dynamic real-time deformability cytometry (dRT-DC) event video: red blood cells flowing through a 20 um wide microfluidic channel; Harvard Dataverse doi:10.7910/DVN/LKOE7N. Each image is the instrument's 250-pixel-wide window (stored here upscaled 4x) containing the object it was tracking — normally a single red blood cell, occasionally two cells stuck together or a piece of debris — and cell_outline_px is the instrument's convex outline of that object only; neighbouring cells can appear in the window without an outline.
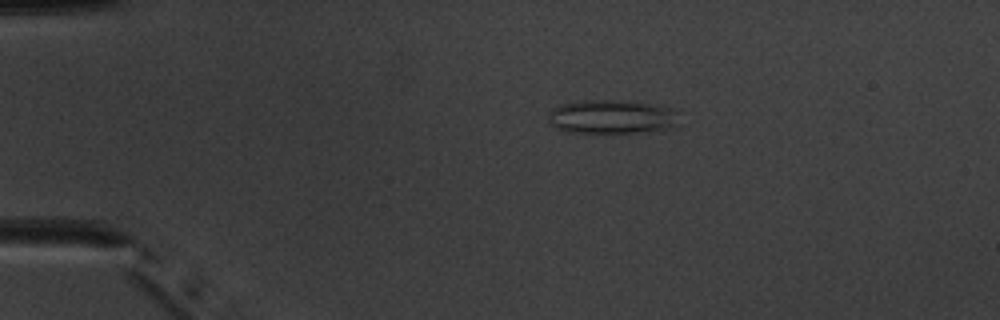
{"species": "common noctule bat (a hibernating species)", "species_latin": "Nyctalus noctula", "temperature_condition": "warm", "stored_images_in_passage": 51, "camera_frame_rate_fps": 3000, "um_per_image_px": 0.085, "animal": {"sex": "male", "body_mass_g": 20.1, "forearm_length_mm": 53.5}, "frame": {"image": 1, "passage_image": 10, "time_ms": 3.0, "image_size_px": [1000, 320], "cell_outline_px": [[676, 112], [672, 124], [664, 128], [636, 132], [564, 132], [548, 124], [548, 116], [552, 108], [564, 104], [588, 100], [620, 100], [660, 104]], "centroid_in_image_um": [51.87, 9.91], "position_along_channel_um": 33.1, "area_um2": 25.26}}
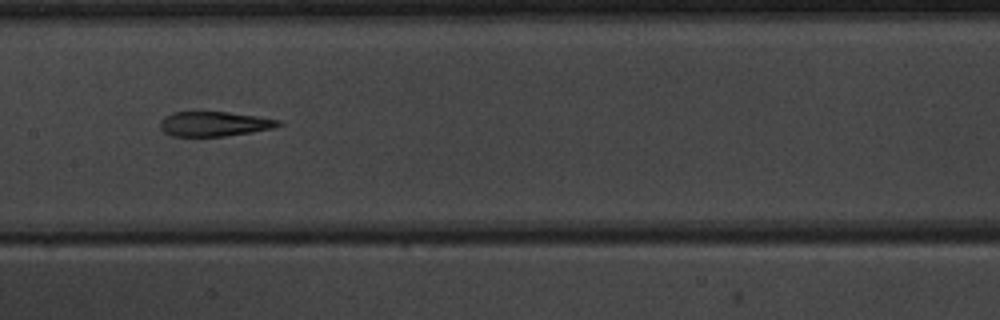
{"frame": {"image": 2, "passage_image": 26, "time_ms": 8.333, "image_size_px": [1000, 320], "cell_outline_px": [[284, 124], [272, 128], [252, 132], [224, 136], [172, 136], [164, 132], [160, 128], [160, 120], [164, 116], [172, 112], [228, 112], [256, 116], [280, 120]], "centroid_in_image_um": [18.19, 10.53], "position_along_channel_um": 189.2, "area_um2": 17.05}}
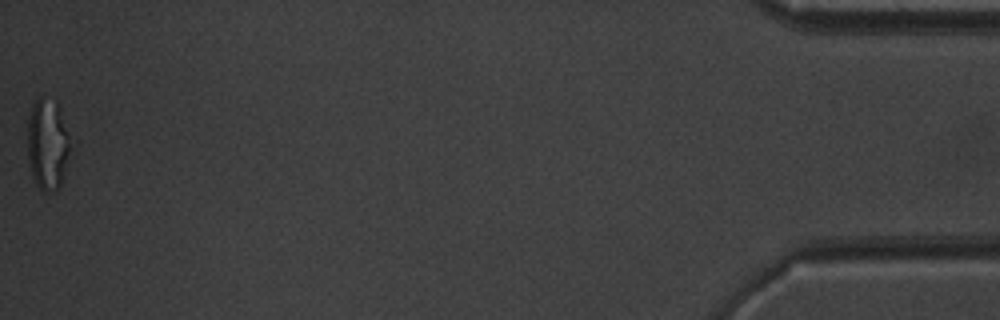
{"frame": {"image": 3, "passage_image": 51, "time_ms": 16.667, "image_size_px": [1000, 320], "cell_outline_px": [[80, 140], [60, 184], [52, 192], [44, 192], [36, 184], [32, 176], [28, 160], [28, 120], [32, 104], [40, 96], [56, 100]], "centroid_in_image_um": [4.22, 12.19], "position_along_channel_um": 431.0, "area_um2": 25.14}, "authors_computed_cell_mechanics": {"area_um2": 19.7098, "velocity_mm_per_s": 3.9744, "shape_relaxation_time_tau1_ms": 10.8608, "shape_relaxation_time_tau2_ms": 2.5278, "deformation_change_tau1": 0.3186, "deformation_change_tau2": 0.144}}